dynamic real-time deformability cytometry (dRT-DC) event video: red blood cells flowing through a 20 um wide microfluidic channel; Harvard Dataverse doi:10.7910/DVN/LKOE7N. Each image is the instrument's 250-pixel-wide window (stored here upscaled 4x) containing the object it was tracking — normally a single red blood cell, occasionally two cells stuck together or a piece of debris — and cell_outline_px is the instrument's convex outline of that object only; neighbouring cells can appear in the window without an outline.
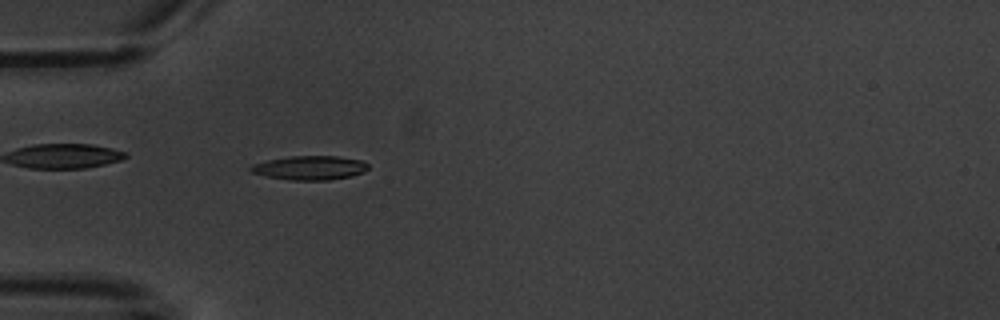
{"species": "common noctule bat (a hibernating species)", "species_latin": "Nyctalus noctula", "temperature_condition": "warm", "stored_images_in_passage": 4, "camera_frame_rate_fps": 3000, "um_per_image_px": 0.085, "animal": {"sex": "male", "body_mass_g": 20.1, "forearm_length_mm": 53.5}, "frame": {"image": 1, "passage_image": 4, "time_ms": 4.667, "image_size_px": [1000, 320], "cell_outline_px": [[368, 168], [364, 172], [352, 176], [328, 180], [288, 180], [268, 176], [252, 172], [248, 168], [252, 164], [268, 160], [292, 156], [336, 156], [364, 160], [368, 164]], "centroid_in_image_um": [26.37, 14.26], "position_along_channel_um": 58.6, "area_um2": 16.47}}